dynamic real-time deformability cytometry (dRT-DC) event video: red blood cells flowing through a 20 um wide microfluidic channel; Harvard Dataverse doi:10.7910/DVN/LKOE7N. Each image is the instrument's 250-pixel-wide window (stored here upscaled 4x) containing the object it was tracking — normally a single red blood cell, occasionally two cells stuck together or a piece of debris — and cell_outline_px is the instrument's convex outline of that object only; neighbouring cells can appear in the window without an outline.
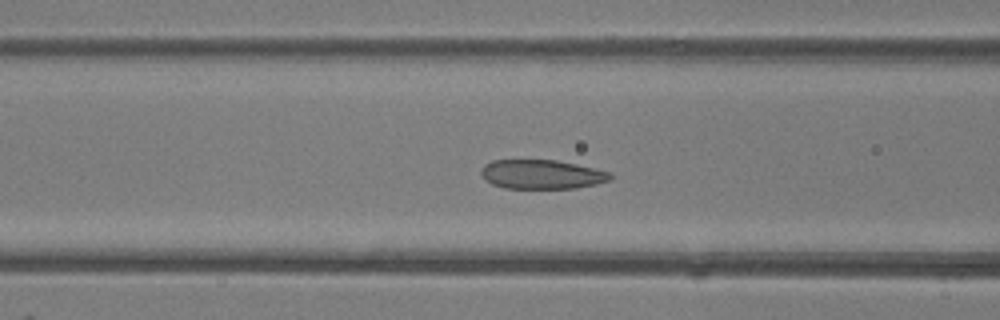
{"species": "common noctule bat (a hibernating species)", "species_latin": "Nyctalus noctula", "temperature_condition": "room temperature", "stored_images_in_passage": 11, "camera_frame_rate_fps": 3000, "um_per_image_px": 0.085, "animal": {"sex": "female"}, "frame": {"image": 1, "passage_image": 9, "time_ms": 2.667, "image_size_px": [1000, 320], "cell_outline_px": [[612, 180], [596, 184], [576, 188], [504, 188], [492, 184], [484, 180], [480, 172], [484, 164], [492, 160], [556, 160], [576, 164], [612, 172]], "centroid_in_image_um": [46.05, 14.82], "position_along_channel_um": 120.5, "area_um2": 22.14}}